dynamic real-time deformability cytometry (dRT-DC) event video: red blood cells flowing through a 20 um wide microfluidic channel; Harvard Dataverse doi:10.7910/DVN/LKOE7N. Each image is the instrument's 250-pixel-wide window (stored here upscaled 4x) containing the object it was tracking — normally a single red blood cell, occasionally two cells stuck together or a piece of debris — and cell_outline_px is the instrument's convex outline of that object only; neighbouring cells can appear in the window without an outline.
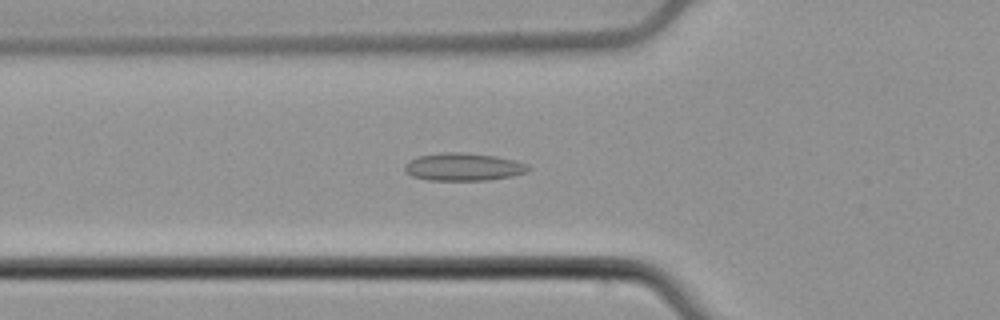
{"species": "common noctule bat (a hibernating species)", "species_latin": "Nyctalus noctula", "temperature_condition": "cold", "stored_images_in_passage": 40, "camera_frame_rate_fps": 3000, "um_per_image_px": 0.085, "animal": {"sex": "male", "body_mass_g": 21.5, "forearm_length_mm": 52.0}, "frame": {"image": 1, "passage_image": 10, "time_ms": 3.0, "image_size_px": [1000, 320], "cell_outline_px": [[532, 168], [528, 172], [512, 176], [488, 180], [428, 180], [412, 176], [404, 172], [404, 168], [412, 160], [420, 156], [440, 152], [460, 152], [496, 156], [528, 164]], "centroid_in_image_um": [39.43, 14.19], "position_along_channel_um": 86.4, "area_um2": 19.88}}
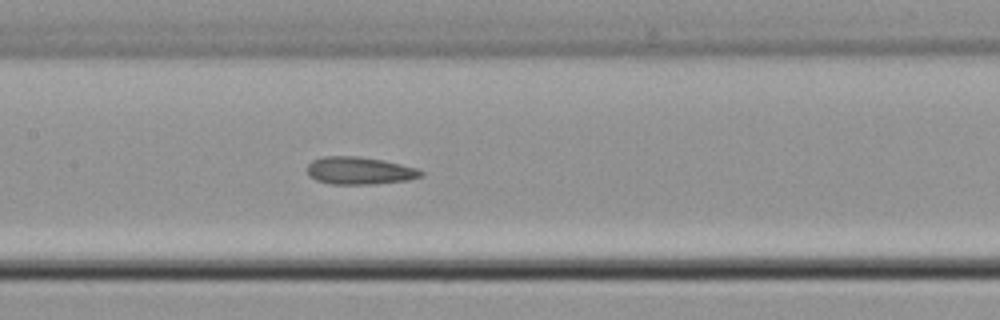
{"frame": {"image": 2, "passage_image": 17, "time_ms": 5.333, "image_size_px": [1000, 320], "cell_outline_px": [[424, 176], [408, 180], [376, 184], [332, 184], [316, 180], [308, 176], [308, 164], [312, 160], [324, 156], [356, 156], [380, 160], [400, 164], [416, 168], [424, 172]], "centroid_in_image_um": [30.55, 14.51], "position_along_channel_um": 176.8, "area_um2": 18.21}}
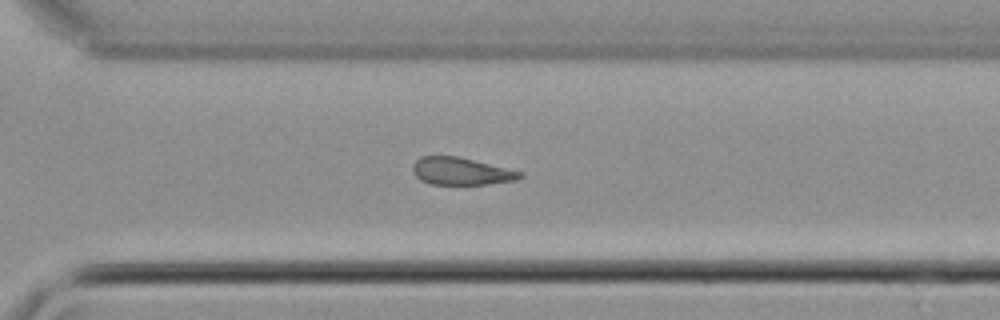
{"frame": {"image": 3, "passage_image": 29, "time_ms": 9.333, "image_size_px": [1000, 320], "cell_outline_px": [[524, 176], [516, 180], [488, 184], [428, 184], [420, 180], [412, 172], [412, 164], [420, 156], [456, 156], [520, 172]], "centroid_in_image_um": [39.11, 14.56], "position_along_channel_um": 331.5, "area_um2": 16.88}}